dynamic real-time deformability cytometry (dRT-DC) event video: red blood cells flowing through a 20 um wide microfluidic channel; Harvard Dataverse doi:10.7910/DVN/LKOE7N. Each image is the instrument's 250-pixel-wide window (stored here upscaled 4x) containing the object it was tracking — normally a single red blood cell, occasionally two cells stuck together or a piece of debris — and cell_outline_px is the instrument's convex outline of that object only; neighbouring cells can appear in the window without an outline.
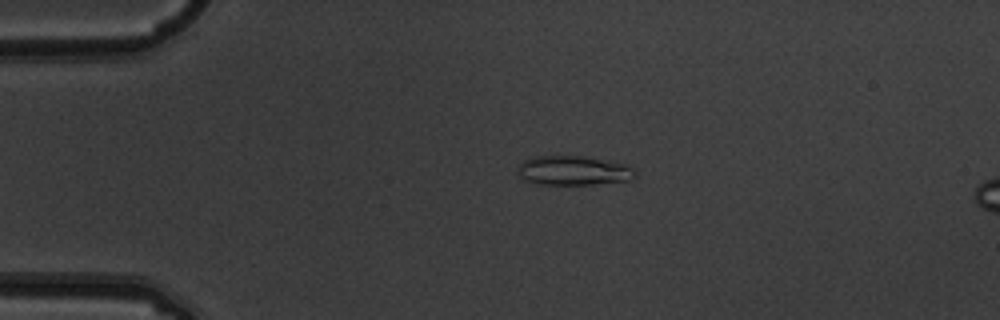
{"species": "common noctule bat (a hibernating species)", "species_latin": "Nyctalus noctula", "temperature_condition": "warm", "stored_images_in_passage": 5, "camera_frame_rate_fps": 3000, "um_per_image_px": 0.085, "animal": {"sex": "male", "body_mass_g": 19.5, "forearm_length_mm": 54.6}, "frame": {"image": 1, "passage_image": 3, "time_ms": 0.667, "image_size_px": [1000, 320], "cell_outline_px": [[636, 176], [628, 180], [592, 184], [536, 184], [524, 180], [520, 176], [520, 164], [524, 160], [536, 156], [580, 156], [624, 164], [632, 168], [636, 172]], "centroid_in_image_um": [48.73, 14.5], "position_along_channel_um": 36.3, "area_um2": 19.65}}